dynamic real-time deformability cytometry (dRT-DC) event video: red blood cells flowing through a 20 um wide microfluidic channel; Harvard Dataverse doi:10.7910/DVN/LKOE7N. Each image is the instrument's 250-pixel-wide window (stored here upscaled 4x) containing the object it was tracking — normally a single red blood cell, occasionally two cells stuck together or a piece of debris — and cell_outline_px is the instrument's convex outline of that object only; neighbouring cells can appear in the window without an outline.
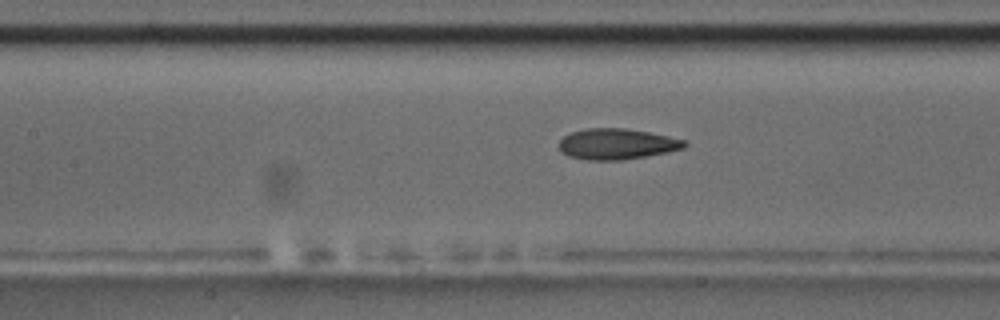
{"species": "common noctule bat (a hibernating species)", "species_latin": "Nyctalus noctula", "temperature_condition": "room temperature", "stored_images_in_passage": 55, "camera_frame_rate_fps": 3000, "um_per_image_px": 0.085, "animal": {"sex": "male", "body_mass_g": 17.5, "forearm_length_mm": 52.3}, "frame": {"image": 1, "passage_image": 24, "time_ms": 7.667, "image_size_px": [1000, 320], "cell_outline_px": [[688, 144], [684, 148], [668, 152], [620, 160], [588, 160], [568, 156], [560, 152], [560, 140], [564, 136], [572, 132], [584, 128], [624, 128], [648, 132], [668, 136], [684, 140]], "centroid_in_image_um": [52.41, 12.24], "position_along_channel_um": 155.0, "area_um2": 22.43}, "authors_computed_cell_mechanics": {"area_um2": 22.3686, "velocity_mm_per_s": 3.6491, "shape_relaxation_time_tau1_ms": 11.3214, "shape_relaxation_time_tau2_ms": 2.0692, "deformation_change_tau1": 0.2329, "deformation_change_tau2": 0.107}}